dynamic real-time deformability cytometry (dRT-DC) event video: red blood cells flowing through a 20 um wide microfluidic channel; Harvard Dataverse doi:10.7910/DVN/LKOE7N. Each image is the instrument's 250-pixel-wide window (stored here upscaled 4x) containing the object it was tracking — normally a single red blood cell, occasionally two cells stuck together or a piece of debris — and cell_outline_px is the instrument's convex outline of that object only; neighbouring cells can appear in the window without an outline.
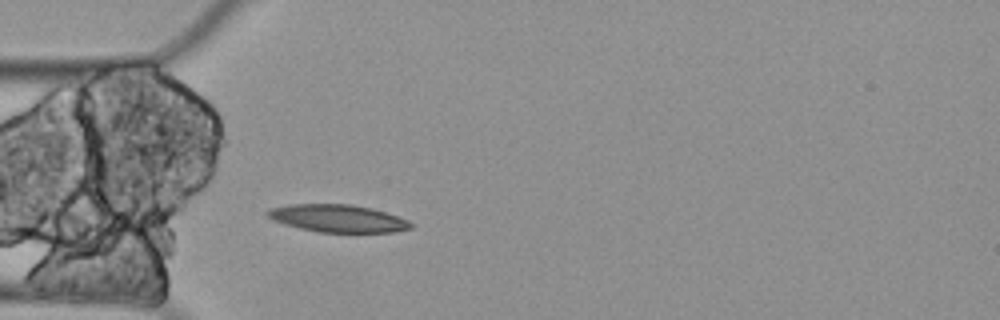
{"species": "Egyptian fruit bat (a non-hibernating species)", "species_latin": "Rousettus aegyptiacus", "temperature_condition": "cold", "stored_images_in_passage": 4, "camera_frame_rate_fps": 3000, "um_per_image_px": 0.085, "animal": {"sex": "female"}, "frame": {"image": 1, "passage_image": 4, "time_ms": 1.0, "image_size_px": [1000, 320], "cell_outline_px": [[412, 228], [392, 232], [320, 232], [300, 228], [284, 224], [272, 220], [264, 212], [268, 208], [288, 204], [352, 204], [384, 212], [408, 220], [412, 224]], "centroid_in_image_um": [28.64, 18.56], "position_along_channel_um": 56.4, "area_um2": 22.89}}